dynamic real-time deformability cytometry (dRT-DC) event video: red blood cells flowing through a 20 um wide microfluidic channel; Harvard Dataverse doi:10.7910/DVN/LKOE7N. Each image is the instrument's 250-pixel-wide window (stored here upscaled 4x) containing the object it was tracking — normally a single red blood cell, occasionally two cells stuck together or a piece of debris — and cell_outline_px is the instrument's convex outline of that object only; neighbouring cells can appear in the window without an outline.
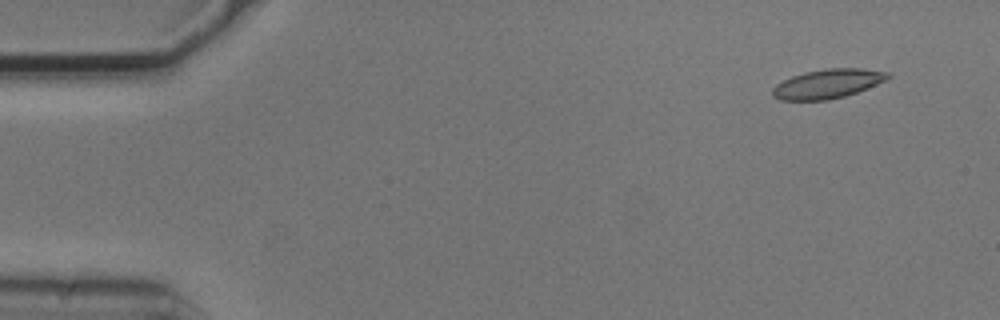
{"species": "common noctule bat (a hibernating species)", "species_latin": "Nyctalus noctula", "temperature_condition": "cold", "stored_images_in_passage": 9, "camera_frame_rate_fps": 3000, "um_per_image_px": 0.085, "animal": {"sex": "male", "body_mass_g": 20.5, "forearm_length_mm": 52.5}, "frame": {"image": 1, "passage_image": 1, "time_ms": 0.0, "image_size_px": [1000, 320], "cell_outline_px": [[892, 76], [888, 80], [856, 92], [844, 96], [828, 100], [780, 100], [772, 96], [772, 88], [776, 84], [792, 76], [804, 72], [824, 68], [860, 68], [892, 72]], "centroid_in_image_um": [70.38, 7.11], "position_along_channel_um": 14.6, "area_um2": 19.83}}
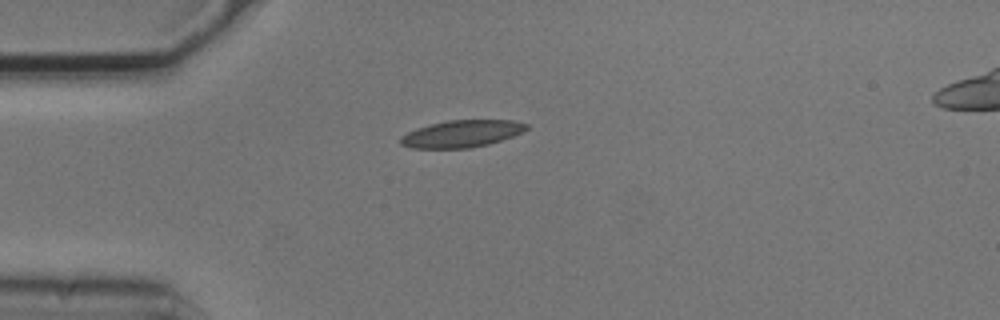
{"frame": {"image": 2, "passage_image": 4, "time_ms": 1.0, "image_size_px": [1000, 320], "cell_outline_px": [[528, 128], [512, 136], [488, 144], [468, 148], [412, 148], [400, 144], [400, 136], [416, 128], [448, 120], [516, 120], [528, 124]], "centroid_in_image_um": [39.23, 11.36], "position_along_channel_um": 45.8, "area_um2": 19.71}}
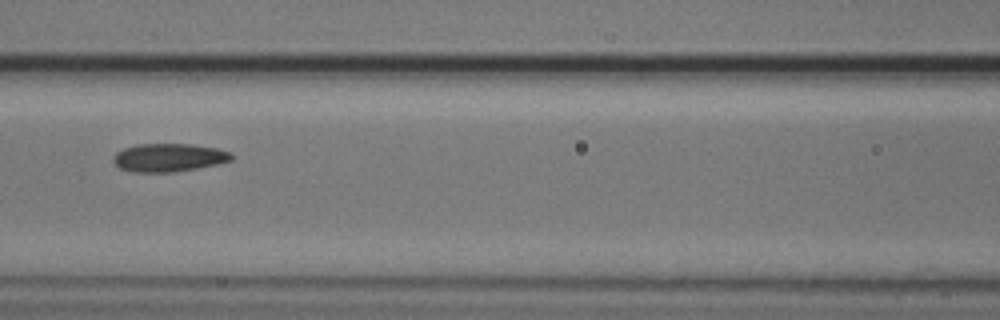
{"frame": {"image": 3, "passage_image": 7, "time_ms": 2.0, "image_size_px": [1000, 320], "cell_outline_px": [[232, 160], [220, 164], [172, 172], [132, 172], [120, 168], [112, 160], [112, 156], [116, 152], [124, 148], [136, 144], [192, 144], [216, 148], [232, 152]], "centroid_in_image_um": [14.34, 13.39], "position_along_channel_um": 152.3, "area_um2": 19.54}}